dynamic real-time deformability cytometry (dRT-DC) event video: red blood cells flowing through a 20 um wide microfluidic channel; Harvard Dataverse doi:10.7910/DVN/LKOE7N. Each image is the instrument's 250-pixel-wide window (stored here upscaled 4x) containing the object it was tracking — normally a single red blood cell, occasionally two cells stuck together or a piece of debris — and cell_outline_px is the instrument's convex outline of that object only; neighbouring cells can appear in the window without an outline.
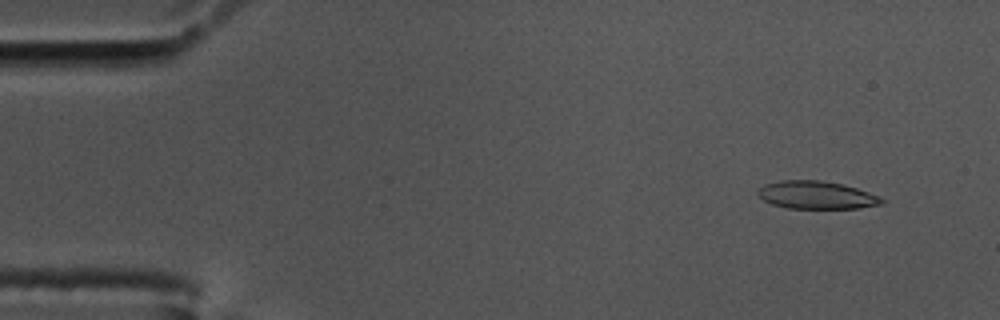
{"species": "common noctule bat (a hibernating species)", "species_latin": "Nyctalus noctula", "temperature_condition": "cold", "stored_images_in_passage": 54, "camera_frame_rate_fps": 3000, "um_per_image_px": 0.085, "animal": {"sex": "male", "body_mass_g": 17.5, "forearm_length_mm": 52.3}, "frame": {"image": 1, "passage_image": 1, "time_ms": 0.0, "image_size_px": [1000, 320], "cell_outline_px": [[884, 204], [860, 208], [788, 208], [772, 204], [764, 200], [756, 192], [764, 184], [780, 180], [820, 180], [840, 184], [856, 188], [880, 196], [884, 200]], "centroid_in_image_um": [69.41, 16.58], "position_along_channel_um": 15.6, "area_um2": 20.0}}
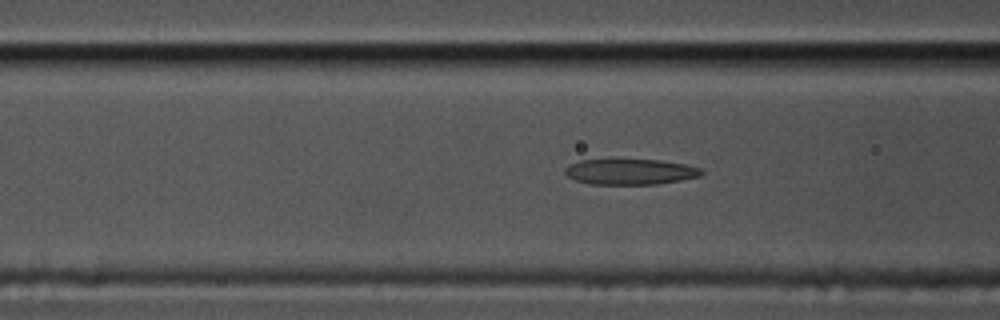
{"frame": {"image": 2, "passage_image": 18, "time_ms": 5.667, "image_size_px": [1000, 320], "cell_outline_px": [[704, 172], [700, 176], [680, 180], [656, 184], [592, 184], [576, 180], [568, 176], [564, 172], [564, 168], [568, 164], [580, 160], [660, 160], [684, 164], [700, 168]], "centroid_in_image_um": [53.55, 14.6], "position_along_channel_um": 113.1, "area_um2": 20.23}}
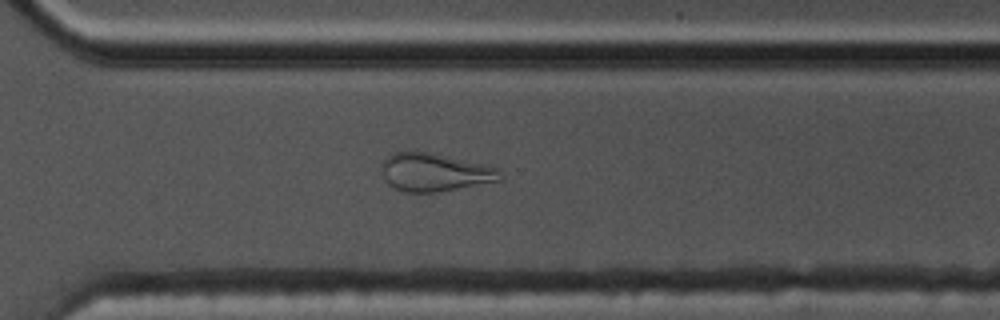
{"frame": {"image": 3, "passage_image": 37, "time_ms": 12.0, "image_size_px": [1000, 320], "cell_outline_px": [[504, 180], [440, 192], [404, 192], [388, 184], [380, 168], [380, 164], [388, 156], [396, 152], [416, 148], [500, 168], [504, 176]], "centroid_in_image_um": [36.97, 14.61], "position_along_channel_um": 333.6, "area_um2": 27.17}, "authors_computed_cell_mechanics": {"area_um2": 21.3571, "velocity_mm_per_s": 3.4898, "shape_relaxation_time_tau1_ms": null, "shape_relaxation_time_tau2_ms": 2.4531, "deformation_change_tau1": null, "deformation_change_tau2": 0.1187}}